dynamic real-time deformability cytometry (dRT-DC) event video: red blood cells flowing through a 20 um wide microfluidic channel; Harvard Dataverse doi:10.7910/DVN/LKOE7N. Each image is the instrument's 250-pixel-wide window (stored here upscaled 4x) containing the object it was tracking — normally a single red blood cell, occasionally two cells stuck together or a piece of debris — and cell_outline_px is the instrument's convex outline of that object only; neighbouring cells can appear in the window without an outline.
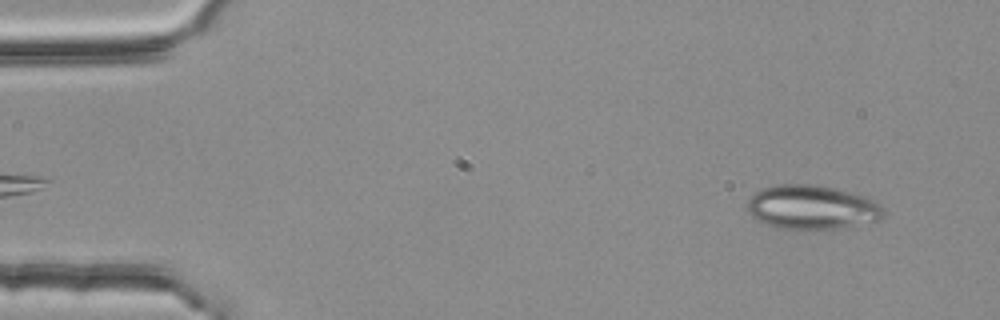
{"species": "common noctule bat (a hibernating species)", "species_latin": "Nyctalus noctula", "temperature_condition": "room temperature", "stored_images_in_passage": 52, "camera_frame_rate_fps": 3000, "um_per_image_px": 0.085, "animal": {"sex": "female", "body_mass_g": 25.1}, "frame": {"image": 1, "passage_image": 4, "time_ms": 1.0, "image_size_px": [1000, 320], "cell_outline_px": [[884, 216], [876, 220], [836, 228], [804, 232], [776, 228], [764, 224], [752, 216], [748, 212], [748, 200], [760, 188], [776, 184], [816, 184], [848, 192], [872, 200], [880, 204], [884, 208]], "centroid_in_image_um": [68.94, 17.65], "position_along_channel_um": 16.1, "area_um2": 35.32}}
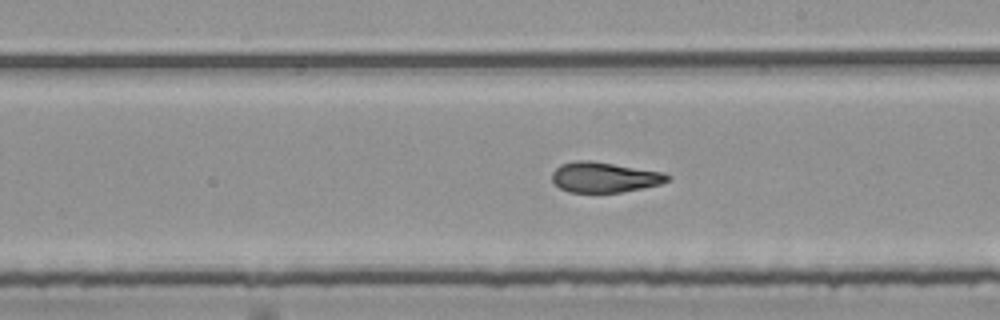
{"frame": {"image": 2, "passage_image": 30, "time_ms": 9.667, "image_size_px": [1000, 320], "cell_outline_px": [[672, 176], [668, 180], [660, 184], [620, 192], [568, 192], [560, 188], [552, 180], [552, 172], [560, 164], [576, 160], [588, 160], [664, 172]], "centroid_in_image_um": [51.36, 15.06], "position_along_channel_um": 237.6, "area_um2": 20.23}}
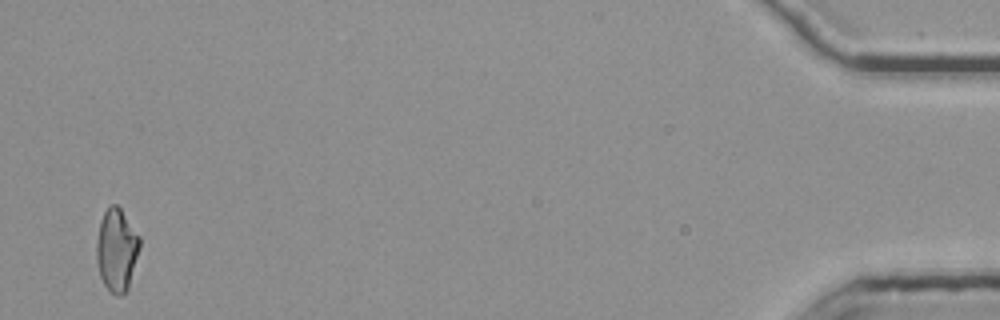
{"frame": {"image": 3, "passage_image": 52, "time_ms": 17.0, "image_size_px": [1000, 320], "cell_outline_px": [[140, 244], [128, 288], [120, 296], [116, 296], [108, 292], [100, 276], [96, 260], [96, 240], [100, 220], [104, 212], [112, 204], [116, 204], [120, 208], [140, 236]], "centroid_in_image_um": [9.89, 21.25], "position_along_channel_um": 425.3, "area_um2": 20.81}, "authors_computed_cell_mechanics": {"area_um2": 21.2993, "velocity_mm_per_s": 3.8132, "shape_relaxation_time_tau1_ms": null, "shape_relaxation_time_tau2_ms": 1.9715, "deformation_change_tau1": null, "deformation_change_tau2": 0.1008}}